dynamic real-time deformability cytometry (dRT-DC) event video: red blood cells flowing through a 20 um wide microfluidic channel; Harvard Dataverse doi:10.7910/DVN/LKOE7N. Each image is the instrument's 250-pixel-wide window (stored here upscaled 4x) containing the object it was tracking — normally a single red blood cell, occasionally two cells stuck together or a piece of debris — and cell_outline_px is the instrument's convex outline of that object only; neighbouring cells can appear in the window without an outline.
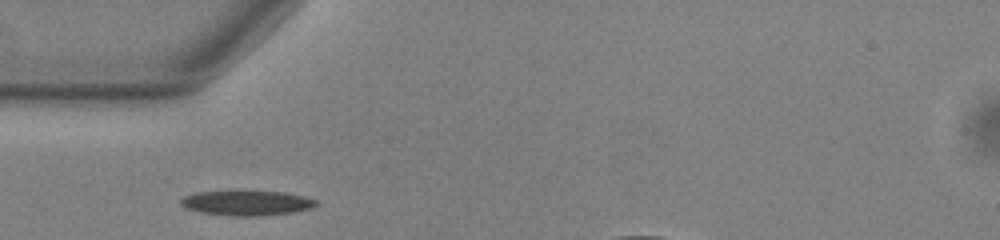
{"species": "common noctule bat (a hibernating species)", "species_latin": "Nyctalus noctula", "temperature_condition": "warm", "stored_images_in_passage": 32, "camera_frame_rate_fps": 3000, "um_per_image_px": 0.085, "animal": {"sex": "male", "body_mass_g": 13.0, "forearm_length_mm": 53.1}, "frame": {"image": 1, "passage_image": 1, "time_ms": 0.0, "image_size_px": [1000, 240], "cell_outline_px": [[320, 204], [312, 208], [296, 212], [260, 216], [232, 216], [200, 212], [184, 208], [180, 204], [180, 200], [184, 196], [196, 192], [284, 192], [304, 196], [320, 200]], "centroid_in_image_um": [21.03, 17.27], "position_along_channel_um": 64.0, "area_um2": 19.71}}
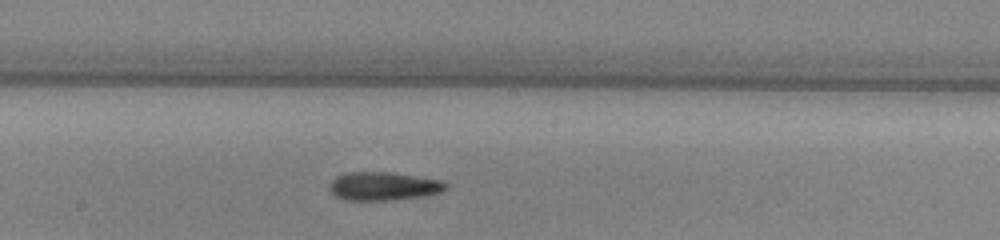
{"frame": {"image": 2, "passage_image": 13, "time_ms": 4.0, "image_size_px": [1000, 240], "cell_outline_px": [[448, 188], [440, 192], [420, 196], [396, 200], [344, 200], [336, 196], [328, 188], [328, 184], [336, 176], [344, 172], [388, 172], [444, 180], [448, 184]], "centroid_in_image_um": [32.58, 15.82], "position_along_channel_um": 215.6, "area_um2": 19.42}}
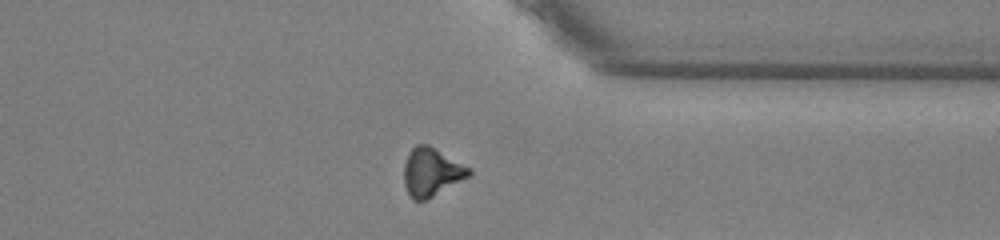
{"frame": {"image": 3, "passage_image": 26, "time_ms": 8.333, "image_size_px": [1000, 240], "cell_outline_px": [[472, 172], [468, 176], [428, 200], [412, 200], [408, 196], [404, 184], [404, 164], [408, 152], [416, 144], [428, 144], [436, 148], [472, 168]], "centroid_in_image_um": [36.66, 14.62], "position_along_channel_um": 374.7, "area_um2": 18.55}, "authors_computed_cell_mechanics": {"area_um2": 18.6116, "velocity_mm_per_s": 3.8038, "shape_relaxation_time_tau1_ms": 3.4696, "shape_relaxation_time_tau2_ms": null, "deformation_change_tau1": 0.1171, "deformation_change_tau2": null}}